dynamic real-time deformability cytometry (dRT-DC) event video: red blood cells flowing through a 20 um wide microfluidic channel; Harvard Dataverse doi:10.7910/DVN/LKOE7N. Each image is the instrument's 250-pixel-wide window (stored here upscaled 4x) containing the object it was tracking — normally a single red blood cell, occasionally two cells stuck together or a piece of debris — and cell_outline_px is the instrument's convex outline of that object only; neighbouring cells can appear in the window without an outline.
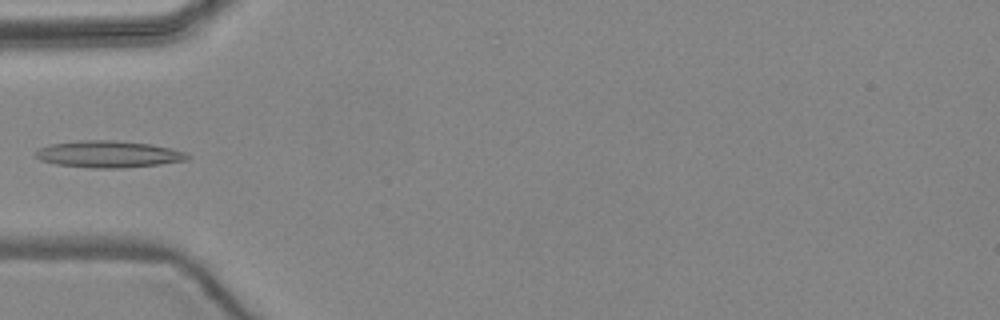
{"species": "common noctule bat (a hibernating species)", "species_latin": "Nyctalus noctula", "temperature_condition": "warm", "stored_images_in_passage": 4, "camera_frame_rate_fps": 3000, "um_per_image_px": 0.085, "animal": {"sex": "female", "body_mass_g": 24.6, "forearm_length_mm": 56.2}, "frame": {"image": 1, "passage_image": 3, "time_ms": 4.667, "image_size_px": [1000, 320], "cell_outline_px": [[192, 156], [188, 160], [160, 164], [120, 168], [92, 168], [56, 164], [40, 160], [36, 156], [36, 152], [40, 148], [52, 144], [80, 140], [116, 140], [152, 144], [172, 148], [188, 152]], "centroid_in_image_um": [9.3, 13.1], "position_along_channel_um": 75.7, "area_um2": 23.81}}
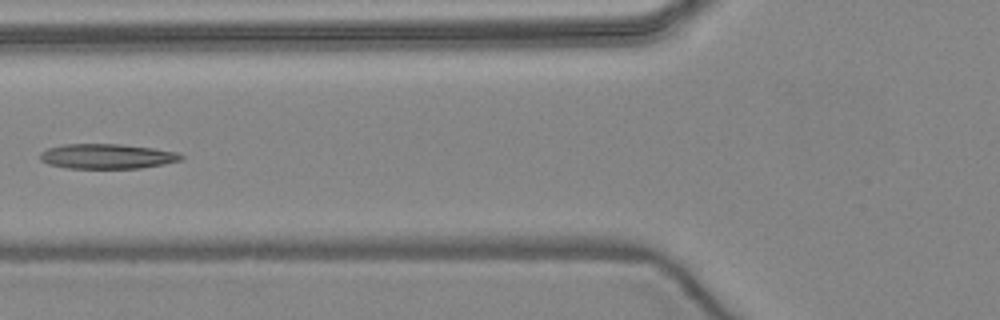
{"frame": {"image": 2, "passage_image": 4, "time_ms": 5.667, "image_size_px": [1000, 320], "cell_outline_px": [[184, 160], [164, 164], [140, 168], [64, 168], [48, 164], [40, 160], [40, 152], [48, 148], [64, 144], [120, 144], [152, 148], [176, 152], [184, 156]], "centroid_in_image_um": [9.09, 13.29], "position_along_channel_um": 116.7, "area_um2": 20.52}}